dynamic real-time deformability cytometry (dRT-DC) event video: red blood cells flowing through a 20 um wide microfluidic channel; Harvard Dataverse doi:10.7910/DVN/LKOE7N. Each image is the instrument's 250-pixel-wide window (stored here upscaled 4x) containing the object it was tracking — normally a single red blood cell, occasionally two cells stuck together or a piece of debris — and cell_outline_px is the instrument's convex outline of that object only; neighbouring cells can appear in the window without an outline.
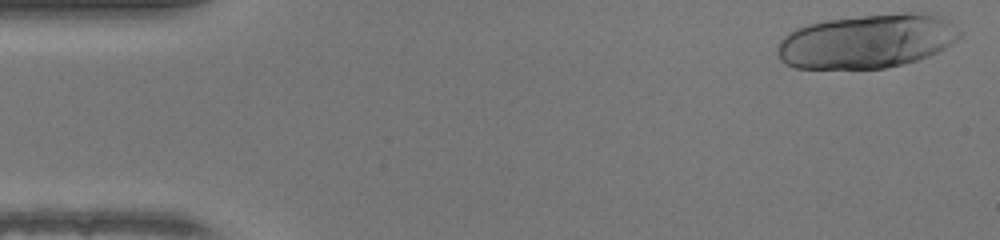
{"species": "human", "species_latin": "Homo sapiens", "temperature_condition": "warm", "stored_images_in_passage": 47, "camera_frame_rate_fps": 3000, "um_per_image_px": 0.085, "donor": {"sex": "female"}, "frame": {"image": 1, "passage_image": 1, "time_ms": 0.0, "image_size_px": [1000, 240], "cell_outline_px": [[964, 32], [956, 40], [944, 48], [928, 56], [916, 60], [884, 68], [796, 68], [784, 64], [780, 60], [776, 52], [780, 40], [788, 32], [796, 28], [808, 24], [828, 20], [864, 16], [904, 12], [924, 12], [948, 20]], "centroid_in_image_um": [73.69, 3.5], "position_along_channel_um": 11.3, "area_um2": 57.28}}
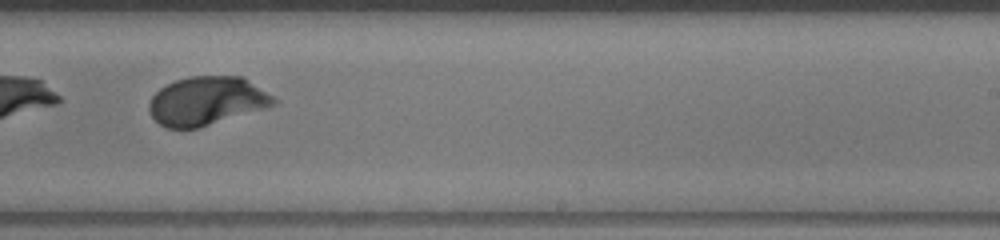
{"frame": {"image": 2, "passage_image": 29, "time_ms": 9.333, "image_size_px": [1000, 240], "cell_outline_px": [[280, 100], [276, 104], [268, 108], [200, 128], [164, 128], [148, 112], [148, 104], [152, 96], [160, 88], [176, 80], [188, 76], [244, 76]], "centroid_in_image_um": [17.62, 8.58], "position_along_channel_um": 271.4, "area_um2": 35.89}}
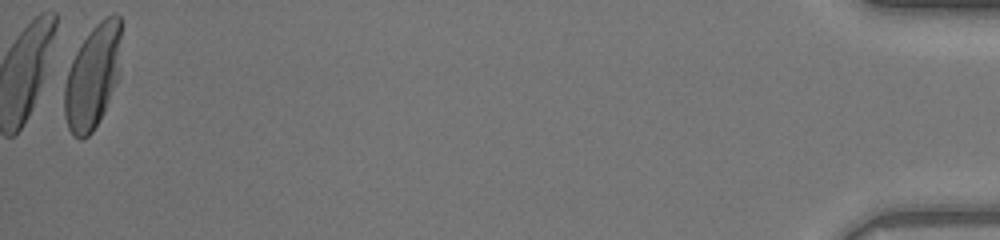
{"frame": {"image": 3, "passage_image": 47, "time_ms": 15.333, "image_size_px": [1000, 240], "cell_outline_px": [[120, 76], [104, 112], [100, 120], [92, 132], [88, 136], [80, 140], [72, 136], [68, 128], [64, 116], [64, 84], [68, 68], [80, 44], [92, 28], [100, 20], [108, 16], [120, 16]], "centroid_in_image_um": [7.86, 6.57], "position_along_channel_um": 427.3, "area_um2": 34.68}, "authors_computed_cell_mechanics": {"area_um2": 35.7204, "velocity_mm_per_s": 4.2458, "shape_relaxation_time_tau1_ms": 2.5536, "shape_relaxation_time_tau2_ms": null, "deformation_change_tau1": 0.1797, "deformation_change_tau2": null}}